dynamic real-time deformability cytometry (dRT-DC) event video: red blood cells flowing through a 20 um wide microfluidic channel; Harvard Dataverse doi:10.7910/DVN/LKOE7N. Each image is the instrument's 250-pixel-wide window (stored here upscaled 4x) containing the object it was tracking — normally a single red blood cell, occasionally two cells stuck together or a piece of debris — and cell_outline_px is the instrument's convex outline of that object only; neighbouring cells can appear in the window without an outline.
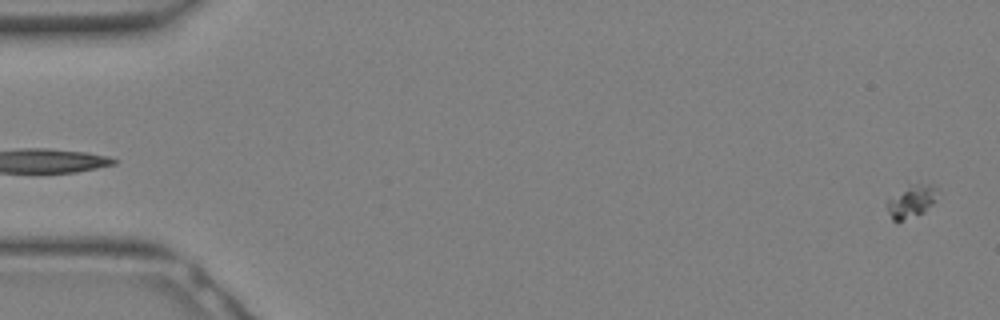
{"species": "Egyptian fruit bat (a non-hibernating species)", "species_latin": "Rousettus aegyptiacus", "temperature_condition": "warm", "stored_images_in_passage": 33, "segment_of_instrument_passage": [1, 2], "camera_frame_rate_fps": 3000, "um_per_image_px": 0.085, "animal": {"sex": "female"}, "frame": {"image": 1, "passage_image": 1, "time_ms": 0.0, "image_size_px": [1000, 320], "cell_outline_px": [[940, 188], [936, 200], [924, 212], [900, 220], [892, 220], [884, 200], [908, 180], [932, 184]], "centroid_in_image_um": [77.45, 16.96], "position_along_channel_um": 7.5, "area_um2": 10.52}}
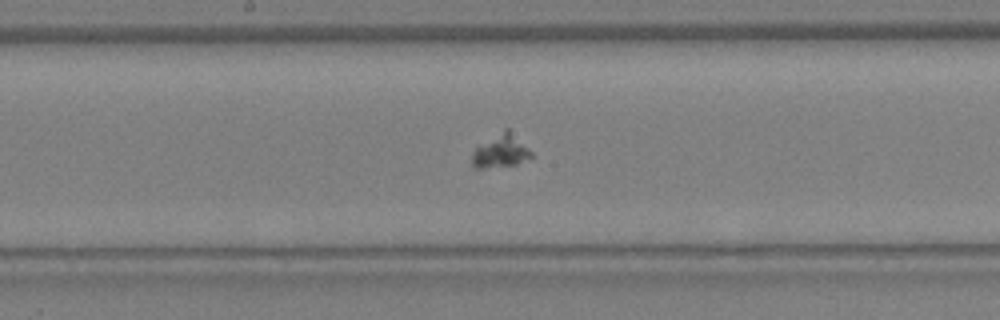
{"frame": {"image": 2, "passage_image": 17, "time_ms": 5.333, "image_size_px": [1000, 320], "cell_outline_px": [[532, 156], [516, 164], [484, 168], [472, 168], [472, 152], [476, 148], [504, 128], [508, 128], [532, 152]], "centroid_in_image_um": [42.54, 12.84], "position_along_channel_um": 205.7, "area_um2": 11.21}}
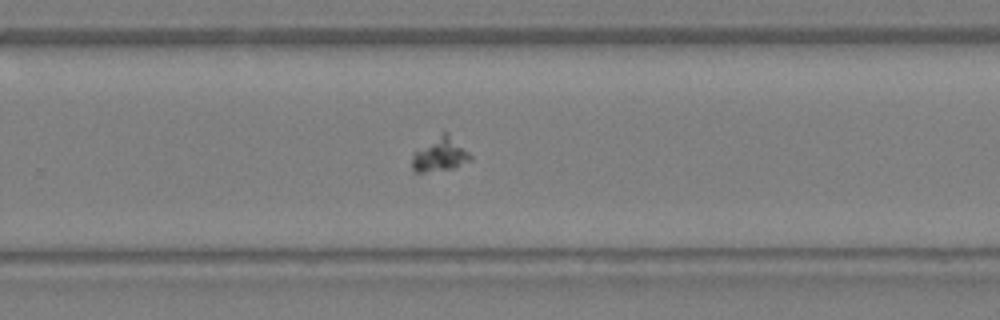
{"frame": {"image": 3, "passage_image": 21, "time_ms": 6.667, "image_size_px": [1000, 320], "cell_outline_px": [[472, 160], [456, 168], [424, 172], [412, 172], [412, 152], [444, 132], [448, 132], [472, 156]], "centroid_in_image_um": [37.39, 13.16], "position_along_channel_um": 292.4, "area_um2": 11.56}}